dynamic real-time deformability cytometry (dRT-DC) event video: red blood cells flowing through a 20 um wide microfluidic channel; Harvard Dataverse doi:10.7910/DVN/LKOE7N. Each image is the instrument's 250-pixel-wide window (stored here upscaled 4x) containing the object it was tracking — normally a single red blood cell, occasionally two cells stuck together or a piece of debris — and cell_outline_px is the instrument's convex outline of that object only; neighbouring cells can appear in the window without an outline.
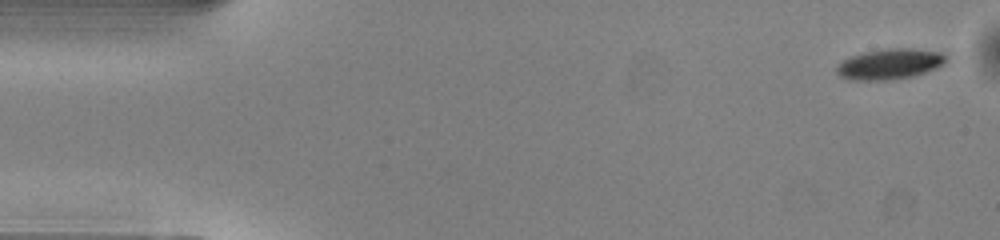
{"species": "common noctule bat (a hibernating species)", "species_latin": "Nyctalus noctula", "temperature_condition": "warm", "stored_images_in_passage": 49, "camera_frame_rate_fps": 3000, "um_per_image_px": 0.085, "animal": {"sex": "male", "body_mass_g": 13.0, "forearm_length_mm": 53.1}, "frame": {"image": 1, "passage_image": 1, "time_ms": 0.0, "image_size_px": [1000, 240], "cell_outline_px": [[948, 60], [944, 64], [936, 68], [912, 76], [888, 80], [848, 80], [840, 76], [836, 72], [836, 68], [844, 60], [852, 56], [864, 52], [888, 48], [912, 48], [940, 52], [948, 56]], "centroid_in_image_um": [75.65, 5.44], "position_along_channel_um": 9.3, "area_um2": 19.42}}
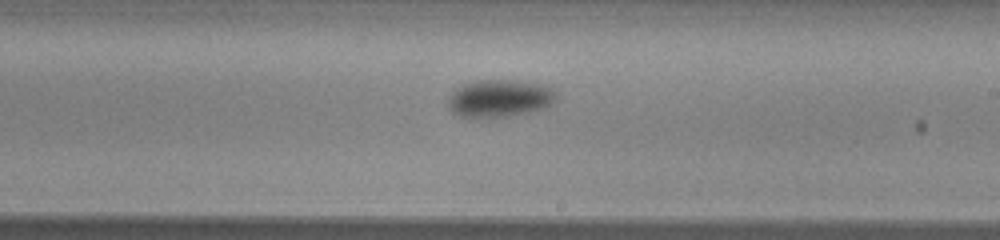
{"frame": {"image": 2, "passage_image": 28, "time_ms": 9.0, "image_size_px": [1000, 240], "cell_outline_px": [[556, 100], [552, 104], [544, 108], [504, 116], [460, 116], [452, 112], [448, 108], [448, 96], [456, 88], [472, 80], [520, 80], [544, 84], [552, 88], [556, 92]], "centroid_in_image_um": [42.47, 8.31], "position_along_channel_um": 246.5, "area_um2": 23.52}}
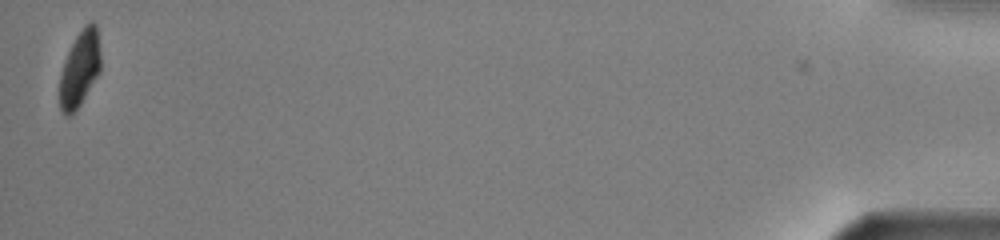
{"frame": {"image": 3, "passage_image": 49, "time_ms": 16.0, "image_size_px": [1000, 240], "cell_outline_px": [[100, 72], [80, 104], [68, 116], [64, 116], [60, 108], [60, 76], [64, 60], [76, 36], [84, 24], [92, 20], [96, 24], [100, 52]], "centroid_in_image_um": [6.78, 5.81], "position_along_channel_um": 428.4, "area_um2": 17.98}, "authors_computed_cell_mechanics": {"area_um2": 21.1548, "velocity_mm_per_s": 4.0541, "shape_relaxation_time_tau1_ms": 1.7001, "shape_relaxation_time_tau2_ms": null, "deformation_change_tau1": 0.1155, "deformation_change_tau2": null}}